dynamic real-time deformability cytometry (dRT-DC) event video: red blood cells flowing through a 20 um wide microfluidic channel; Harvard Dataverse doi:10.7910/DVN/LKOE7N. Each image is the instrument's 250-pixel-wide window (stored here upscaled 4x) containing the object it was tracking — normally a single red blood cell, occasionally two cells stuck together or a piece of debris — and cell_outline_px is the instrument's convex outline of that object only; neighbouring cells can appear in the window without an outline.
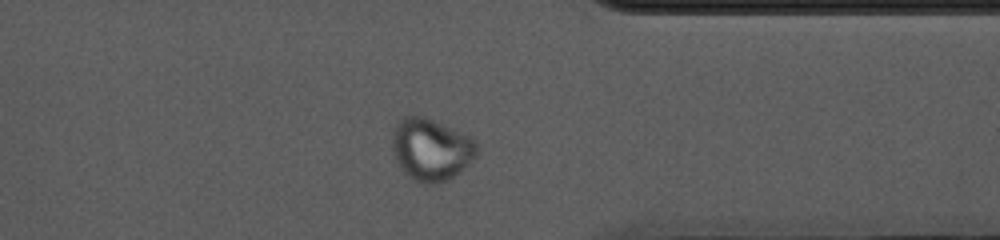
{"species": "common noctule bat (a hibernating species)", "species_latin": "Nyctalus noctula", "temperature_condition": "cold", "stored_images_in_passage": 46, "camera_frame_rate_fps": 3000, "um_per_image_px": 0.085, "animal": {"sex": "female", "body_mass_g": 10.0, "forearm_length_mm": 53.1}, "frame": {"image": 1, "passage_image": 33, "time_ms": 10.667, "image_size_px": [1000, 240], "cell_outline_px": [[476, 156], [460, 172], [448, 180], [440, 184], [424, 184], [412, 180], [400, 168], [396, 160], [392, 148], [392, 132], [396, 124], [404, 116], [424, 116], [460, 132], [468, 136], [476, 144]], "centroid_in_image_um": [36.6, 12.73], "position_along_channel_um": 374.8, "area_um2": 30.58}, "authors_computed_cell_mechanics": {"area_um2": 29.7959, "velocity_mm_per_s": 3.6195, "shape_relaxation_time_tau1_ms": null, "shape_relaxation_time_tau2_ms": 3.2163, "deformation_change_tau1": null, "deformation_change_tau2": 0.0575}}